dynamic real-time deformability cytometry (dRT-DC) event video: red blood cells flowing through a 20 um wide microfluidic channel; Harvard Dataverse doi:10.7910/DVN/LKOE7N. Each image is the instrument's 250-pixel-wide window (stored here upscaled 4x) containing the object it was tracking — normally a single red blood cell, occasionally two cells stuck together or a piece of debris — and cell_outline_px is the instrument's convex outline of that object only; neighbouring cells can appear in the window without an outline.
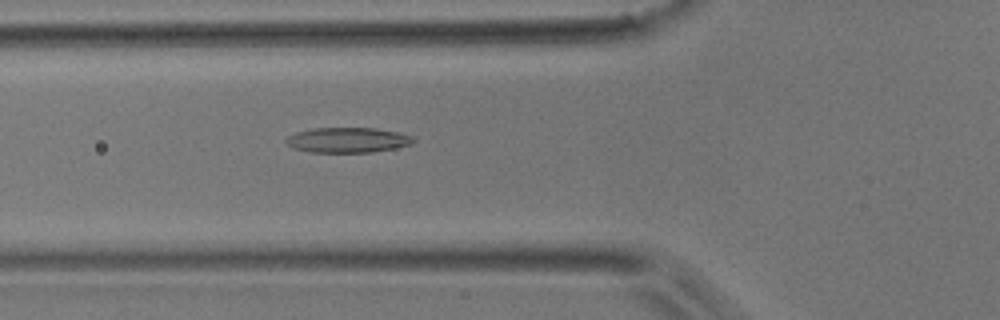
{"species": "common noctule bat (a hibernating species)", "species_latin": "Nyctalus noctula", "temperature_condition": "room temperature", "stored_images_in_passage": 50, "camera_frame_rate_fps": 3000, "um_per_image_px": 0.085, "animal": {"sex": "male", "body_mass_g": 17.9}, "frame": {"image": 1, "passage_image": 18, "time_ms": 5.667, "image_size_px": [1000, 320], "cell_outline_px": [[416, 140], [412, 144], [372, 152], [312, 152], [292, 148], [284, 140], [288, 136], [296, 132], [312, 128], [376, 128], [400, 132], [412, 136]], "centroid_in_image_um": [29.55, 11.89], "position_along_channel_um": 96.2, "area_um2": 18.67}}
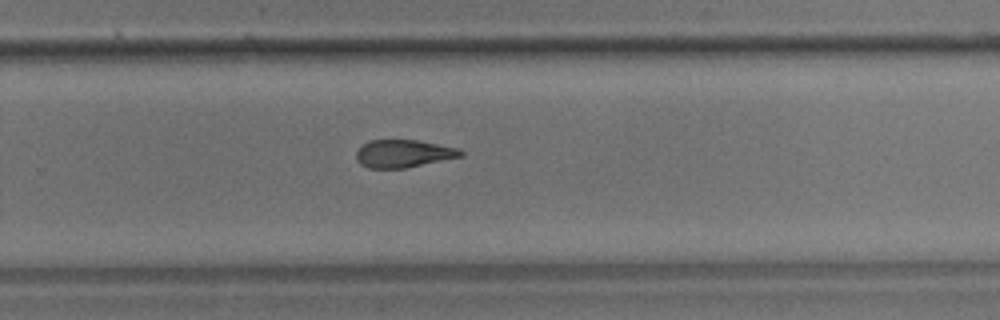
{"frame": {"image": 2, "passage_image": 33, "time_ms": 10.667, "image_size_px": [1000, 320], "cell_outline_px": [[464, 156], [404, 168], [368, 168], [360, 164], [356, 160], [356, 152], [360, 144], [368, 140], [416, 140], [460, 148], [464, 152]], "centroid_in_image_um": [34.27, 13.05], "position_along_channel_um": 295.5, "area_um2": 17.05}}
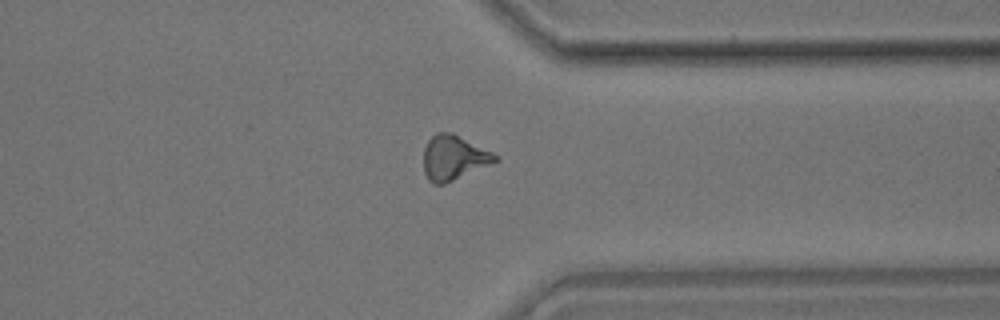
{"frame": {"image": 3, "passage_image": 39, "time_ms": 12.667, "image_size_px": [1000, 320], "cell_outline_px": [[500, 160], [444, 184], [432, 184], [428, 180], [424, 172], [424, 148], [428, 140], [436, 132], [452, 132], [500, 156]], "centroid_in_image_um": [38.56, 13.4], "position_along_channel_um": 372.8, "area_um2": 18.67}, "authors_computed_cell_mechanics": {"area_um2": 18.1781, "velocity_mm_per_s": 3.9823, "shape_relaxation_time_tau1_ms": 5.8867, "shape_relaxation_time_tau2_ms": 4.5837, "deformation_change_tau1": 0.1648, "deformation_change_tau2": 0.1481}}